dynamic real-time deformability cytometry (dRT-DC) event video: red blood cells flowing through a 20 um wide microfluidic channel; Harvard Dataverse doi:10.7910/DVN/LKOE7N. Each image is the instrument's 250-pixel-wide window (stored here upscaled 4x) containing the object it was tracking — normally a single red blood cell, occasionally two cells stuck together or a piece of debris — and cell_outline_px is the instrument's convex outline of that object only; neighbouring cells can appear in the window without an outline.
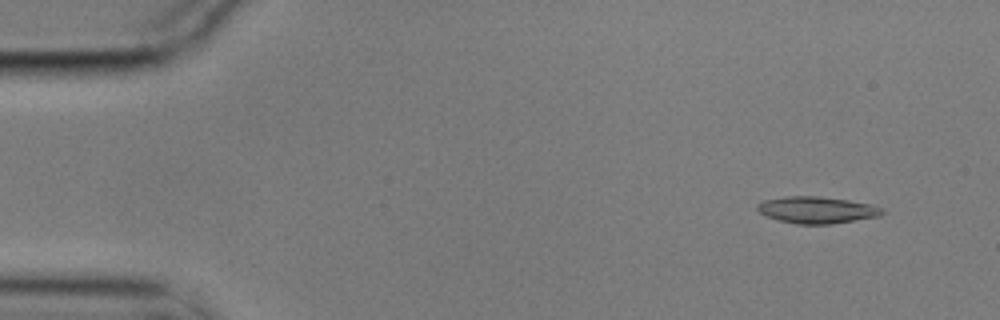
{"species": "common noctule bat (a hibernating species)", "species_latin": "Nyctalus noctula", "temperature_condition": "cold", "stored_images_in_passage": 11, "camera_frame_rate_fps": 3000, "um_per_image_px": 0.085, "animal": {"sex": "male", "body_mass_g": 17.9}, "frame": {"image": 1, "passage_image": 1, "time_ms": 0.0, "image_size_px": [1000, 320], "cell_outline_px": [[884, 212], [880, 216], [832, 224], [796, 224], [780, 220], [768, 216], [760, 212], [756, 208], [756, 204], [764, 200], [784, 196], [820, 196], [848, 200], [872, 204], [884, 208]], "centroid_in_image_um": [69.46, 17.84], "position_along_channel_um": 15.5, "area_um2": 19.54}}
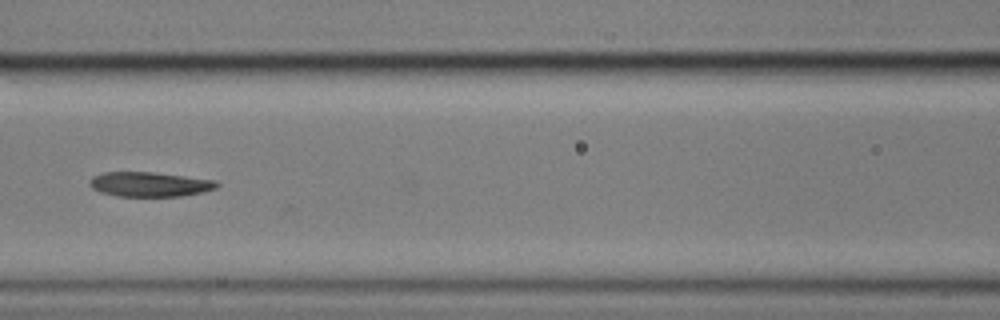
{"frame": {"image": 2, "passage_image": 6, "time_ms": 1.667, "image_size_px": [1000, 320], "cell_outline_px": [[220, 184], [216, 188], [200, 192], [180, 196], [116, 196], [100, 192], [92, 188], [88, 184], [88, 180], [92, 176], [104, 172], [152, 172], [216, 180]], "centroid_in_image_um": [12.67, 15.66], "position_along_channel_um": 153.9, "area_um2": 18.26}}
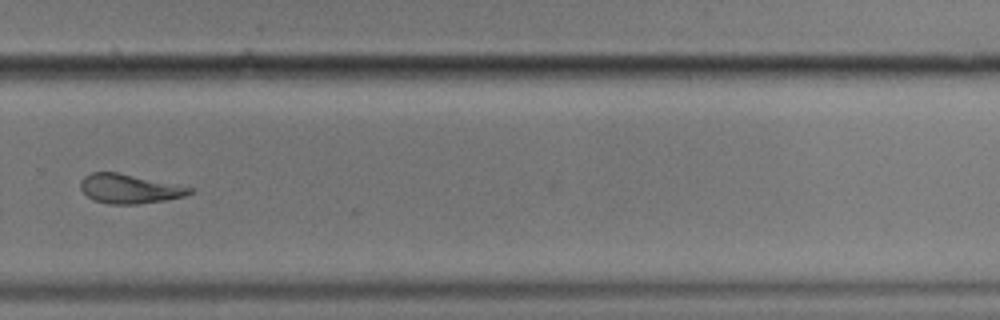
{"frame": {"image": 3, "passage_image": 10, "time_ms": 3.0, "image_size_px": [1000, 320], "cell_outline_px": [[196, 188], [192, 192], [184, 196], [164, 200], [136, 204], [108, 204], [92, 200], [80, 188], [80, 180], [84, 176], [92, 172], [116, 172]], "centroid_in_image_um": [10.98, 16.04], "position_along_channel_um": 318.8, "area_um2": 18.55}}